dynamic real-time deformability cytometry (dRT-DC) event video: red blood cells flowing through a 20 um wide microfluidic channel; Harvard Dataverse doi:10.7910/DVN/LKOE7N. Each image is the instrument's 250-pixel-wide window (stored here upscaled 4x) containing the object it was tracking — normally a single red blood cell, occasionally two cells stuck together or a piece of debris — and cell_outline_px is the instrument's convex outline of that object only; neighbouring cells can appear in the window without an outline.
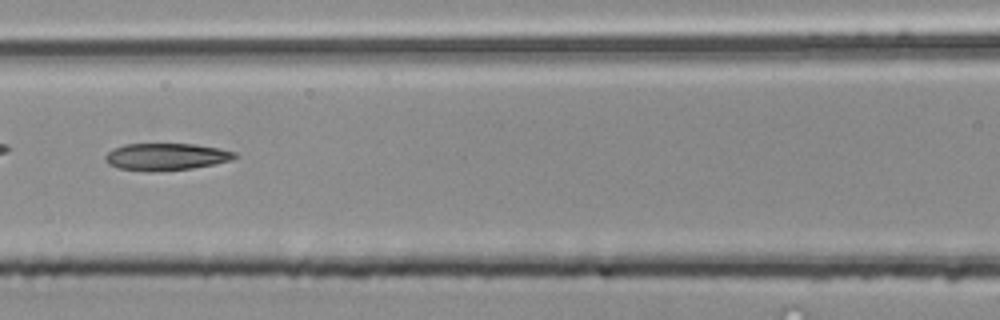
{"species": "common noctule bat (a hibernating species)", "species_latin": "Nyctalus noctula", "temperature_condition": "room temperature", "stored_images_in_passage": 50, "camera_frame_rate_fps": 3000, "um_per_image_px": 0.085, "animal": {"sex": "male", "body_mass_g": 20.4}, "frame": {"image": 1, "passage_image": 22, "time_ms": 7.0, "image_size_px": [1000, 320], "cell_outline_px": [[240, 156], [232, 160], [192, 168], [152, 172], [148, 172], [120, 168], [108, 164], [104, 160], [104, 156], [112, 148], [124, 144], [196, 144], [220, 148], [236, 152]], "centroid_in_image_um": [14.12, 13.32], "position_along_channel_um": 152.5, "area_um2": 20.63}}
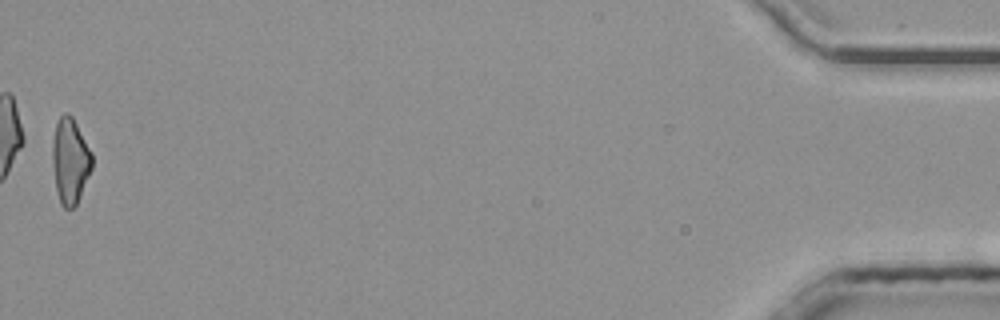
{"frame": {"image": 2, "passage_image": 50, "time_ms": 16.333, "image_size_px": [1000, 320], "cell_outline_px": [[92, 168], [80, 196], [76, 204], [72, 208], [64, 208], [60, 204], [56, 192], [52, 160], [52, 140], [56, 124], [60, 116], [64, 112], [68, 112], [72, 116], [92, 152]], "centroid_in_image_um": [5.95, 13.66], "position_along_channel_um": 429.3, "area_um2": 19.83}, "authors_computed_cell_mechanics": {"area_um2": 20.6346, "velocity_mm_per_s": 4.034, "shape_relaxation_time_tau1_ms": null, "shape_relaxation_time_tau2_ms": 3.3161, "deformation_change_tau1": null, "deformation_change_tau2": 0.1306}}